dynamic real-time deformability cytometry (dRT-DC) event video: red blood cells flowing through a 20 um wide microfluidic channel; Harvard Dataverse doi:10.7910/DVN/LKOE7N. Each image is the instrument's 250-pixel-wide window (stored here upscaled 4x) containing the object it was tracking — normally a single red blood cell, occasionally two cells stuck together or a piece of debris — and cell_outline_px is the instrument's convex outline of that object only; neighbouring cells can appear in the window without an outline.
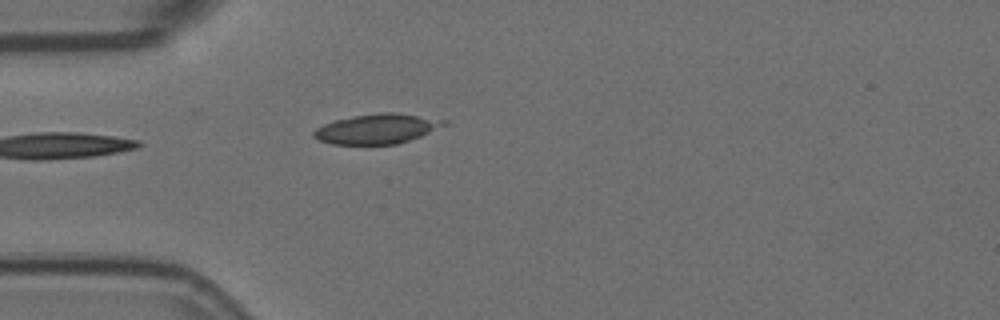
{"species": "Egyptian fruit bat (a non-hibernating species)", "species_latin": "Rousettus aegyptiacus", "temperature_condition": "room temperature", "stored_images_in_passage": 4, "camera_frame_rate_fps": 3000, "um_per_image_px": 0.085, "animal": {"sex": "female"}, "frame": {"image": 1, "passage_image": 4, "time_ms": 1.0, "image_size_px": [1000, 320], "cell_outline_px": [[448, 124], [420, 136], [396, 144], [332, 144], [320, 140], [312, 136], [312, 132], [316, 128], [324, 124], [336, 120], [352, 116], [380, 112], [396, 112], [448, 120]], "centroid_in_image_um": [32.06, 10.94], "position_along_channel_um": 52.9, "area_um2": 22.6}}